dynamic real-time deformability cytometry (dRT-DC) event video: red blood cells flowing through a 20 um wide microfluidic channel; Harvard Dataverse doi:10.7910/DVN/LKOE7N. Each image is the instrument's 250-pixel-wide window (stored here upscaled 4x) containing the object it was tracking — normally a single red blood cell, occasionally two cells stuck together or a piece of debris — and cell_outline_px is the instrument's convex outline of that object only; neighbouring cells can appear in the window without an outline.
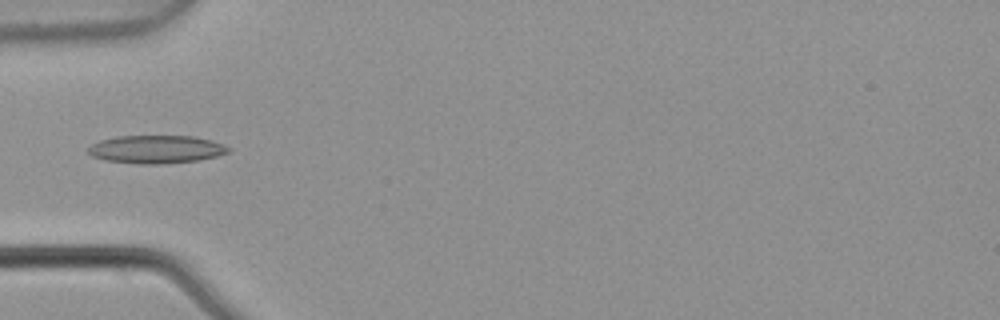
{"species": "common noctule bat (a hibernating species)", "species_latin": "Nyctalus noctula", "temperature_condition": "warm", "stored_images_in_passage": 6, "camera_frame_rate_fps": 3000, "um_per_image_px": 0.085, "animal": {"sex": "male", "body_mass_g": 21.5, "forearm_length_mm": 52.0}, "frame": {"image": 1, "passage_image": 5, "time_ms": 1.333, "image_size_px": [1000, 320], "cell_outline_px": [[232, 152], [216, 156], [196, 160], [156, 164], [140, 164], [104, 160], [92, 156], [88, 152], [88, 148], [92, 144], [100, 140], [116, 136], [192, 136], [212, 140], [224, 144], [232, 148]], "centroid_in_image_um": [13.3, 12.68], "position_along_channel_um": 71.7, "area_um2": 22.95}}
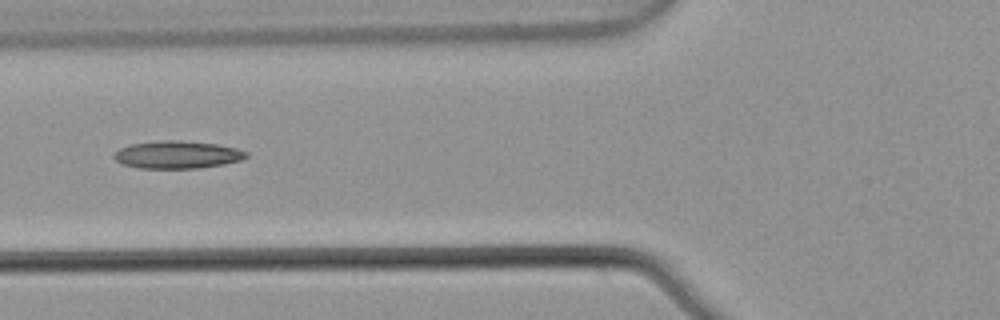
{"frame": {"image": 2, "passage_image": 6, "time_ms": 1.667, "image_size_px": [1000, 320], "cell_outline_px": [[248, 156], [240, 160], [224, 164], [200, 168], [140, 168], [124, 164], [116, 160], [112, 156], [120, 148], [132, 144], [160, 140], [180, 140], [216, 144], [236, 148], [248, 152]], "centroid_in_image_um": [15.09, 13.14], "position_along_channel_um": 110.7, "area_um2": 21.15}}